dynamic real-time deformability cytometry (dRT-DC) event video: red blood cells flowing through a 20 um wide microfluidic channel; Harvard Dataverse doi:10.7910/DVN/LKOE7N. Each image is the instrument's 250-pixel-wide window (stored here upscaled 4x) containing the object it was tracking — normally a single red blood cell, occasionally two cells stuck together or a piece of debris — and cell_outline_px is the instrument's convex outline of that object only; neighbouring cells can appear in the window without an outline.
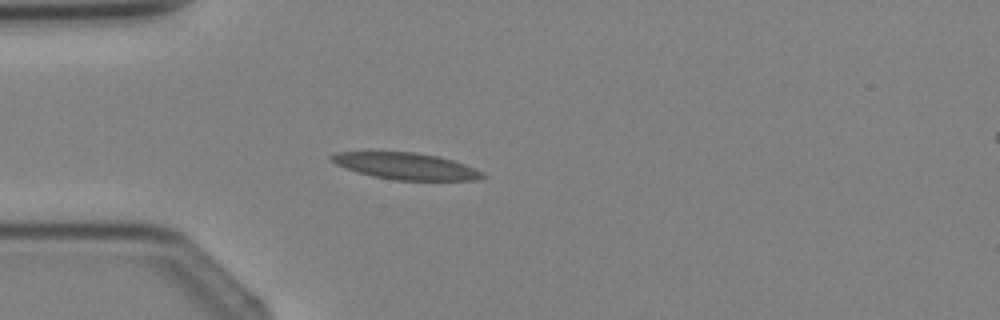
{"species": "Egyptian fruit bat (a non-hibernating species)", "species_latin": "Rousettus aegyptiacus", "temperature_condition": "cold", "stored_images_in_passage": 2, "camera_frame_rate_fps": 3000, "um_per_image_px": 0.085, "animal": {"sex": "female"}, "frame": {"image": 1, "passage_image": 2, "time_ms": 1.333, "image_size_px": [1000, 320], "cell_outline_px": [[488, 176], [476, 180], [396, 180], [372, 176], [336, 164], [328, 156], [336, 152], [416, 152], [440, 156], [464, 164], [484, 172]], "centroid_in_image_um": [34.56, 14.12], "position_along_channel_um": 50.4, "area_um2": 23.29}}